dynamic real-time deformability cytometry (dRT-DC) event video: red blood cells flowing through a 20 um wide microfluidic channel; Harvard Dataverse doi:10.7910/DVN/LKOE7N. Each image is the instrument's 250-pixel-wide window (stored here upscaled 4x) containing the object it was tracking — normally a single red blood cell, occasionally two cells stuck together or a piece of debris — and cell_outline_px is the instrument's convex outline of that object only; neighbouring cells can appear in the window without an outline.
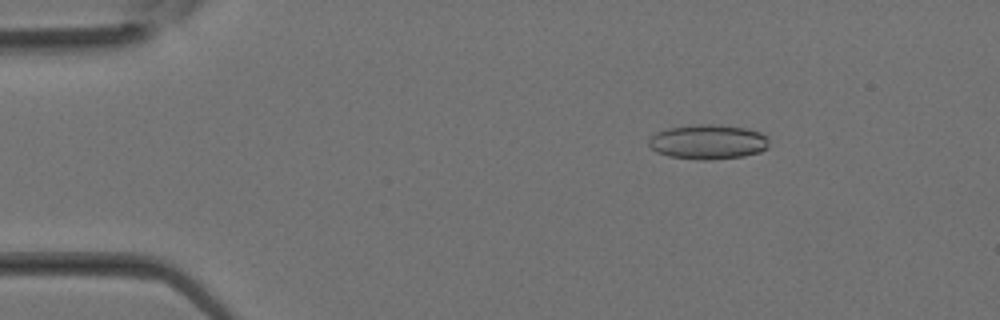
{"species": "Egyptian fruit bat (a non-hibernating species)", "species_latin": "Rousettus aegyptiacus", "temperature_condition": "room temperature", "stored_images_in_passage": 33, "camera_frame_rate_fps": 3000, "um_per_image_px": 0.085, "animal": {"sex": "female"}, "frame": {"image": 1, "passage_image": 5, "time_ms": 1.333, "image_size_px": [1000, 320], "cell_outline_px": [[768, 148], [760, 152], [744, 156], [712, 160], [700, 160], [668, 156], [656, 152], [648, 144], [648, 140], [656, 132], [668, 128], [692, 124], [716, 124], [744, 128], [760, 132], [768, 136]], "centroid_in_image_um": [60.19, 12.06], "position_along_channel_um": 24.8, "area_um2": 24.57}}
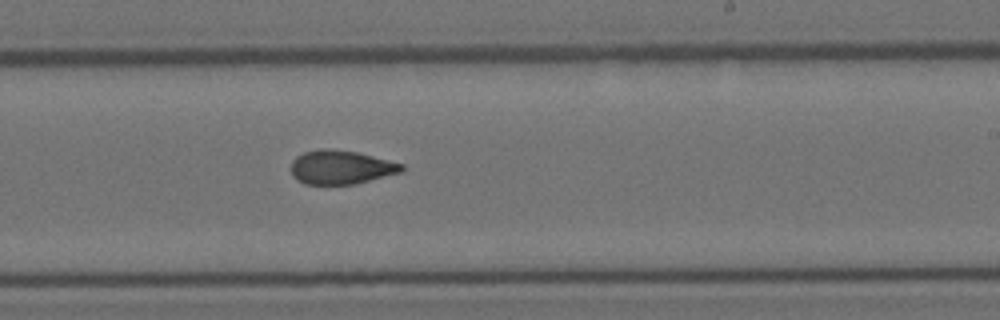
{"frame": {"image": 2, "passage_image": 20, "time_ms": 6.333, "image_size_px": [1000, 320], "cell_outline_px": [[404, 172], [356, 184], [304, 184], [296, 180], [292, 176], [292, 160], [296, 156], [304, 152], [320, 148], [324, 148], [356, 152], [404, 164]], "centroid_in_image_um": [28.99, 14.23], "position_along_channel_um": 260.0, "area_um2": 21.96}}
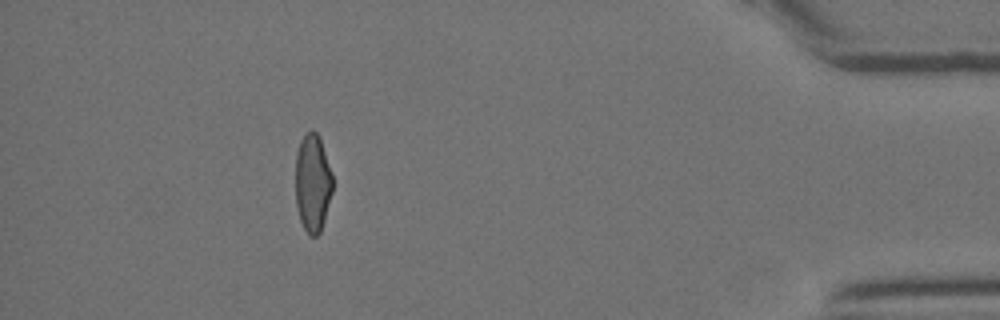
{"frame": {"image": 3, "passage_image": 30, "time_ms": 9.667, "image_size_px": [1000, 320], "cell_outline_px": [[332, 192], [324, 220], [320, 232], [316, 236], [308, 236], [300, 220], [296, 204], [296, 152], [300, 140], [304, 132], [312, 128], [316, 132], [320, 140], [332, 172]], "centroid_in_image_um": [26.56, 15.53], "position_along_channel_um": 408.6, "area_um2": 21.27}}